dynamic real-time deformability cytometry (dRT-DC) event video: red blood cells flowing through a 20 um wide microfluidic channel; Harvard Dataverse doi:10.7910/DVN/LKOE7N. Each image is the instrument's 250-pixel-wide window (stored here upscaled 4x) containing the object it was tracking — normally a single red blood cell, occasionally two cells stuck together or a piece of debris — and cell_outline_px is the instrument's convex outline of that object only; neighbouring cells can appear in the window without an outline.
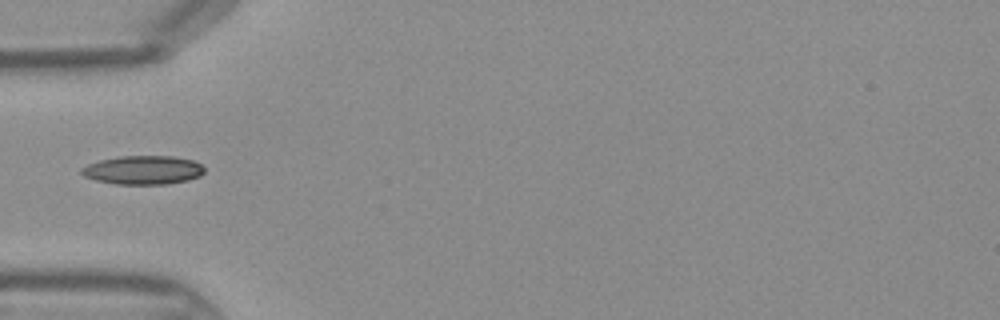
{"species": "Egyptian fruit bat (a non-hibernating species)", "species_latin": "Rousettus aegyptiacus", "temperature_condition": "warm", "stored_images_in_passage": 3, "camera_frame_rate_fps": 3000, "um_per_image_px": 0.085, "frame": {"image": 1, "passage_image": 1, "time_ms": 0.0, "image_size_px": [1000, 320], "cell_outline_px": [[204, 172], [200, 176], [188, 180], [168, 184], [116, 184], [96, 180], [84, 176], [80, 172], [80, 168], [88, 164], [100, 160], [120, 156], [172, 156], [192, 160], [200, 164], [204, 168]], "centroid_in_image_um": [12.15, 14.45], "position_along_channel_um": 72.8, "area_um2": 20.58}}